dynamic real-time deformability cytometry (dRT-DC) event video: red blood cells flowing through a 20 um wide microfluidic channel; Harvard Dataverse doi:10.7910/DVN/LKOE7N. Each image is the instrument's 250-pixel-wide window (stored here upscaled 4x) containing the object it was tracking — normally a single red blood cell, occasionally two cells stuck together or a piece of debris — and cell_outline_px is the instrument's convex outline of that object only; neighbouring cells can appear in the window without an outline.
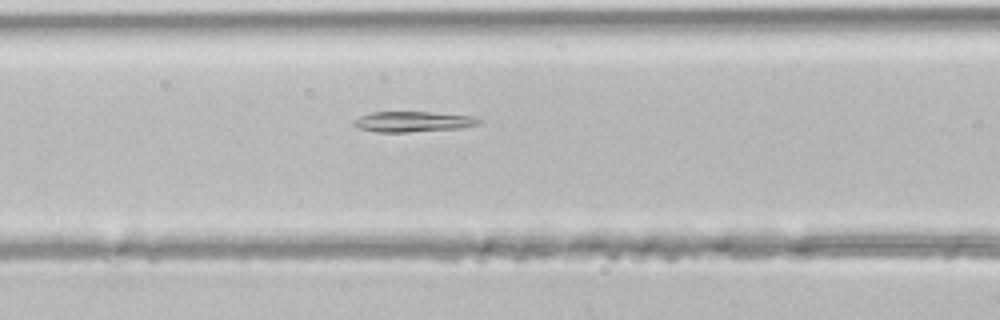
{"species": "common noctule bat (a hibernating species)", "species_latin": "Nyctalus noctula", "temperature_condition": "room temperature", "stored_images_in_passage": 32, "camera_frame_rate_fps": 3000, "um_per_image_px": 0.085, "animal": {"sex": "male", "body_mass_g": 21.5, "forearm_length_mm": 52.0}, "frame": {"image": 1, "passage_image": 7, "time_ms": 2.0, "image_size_px": [1000, 320], "cell_outline_px": [[480, 124], [460, 128], [408, 132], [376, 132], [356, 128], [352, 124], [352, 120], [360, 116], [372, 112], [428, 112], [472, 116], [480, 120]], "centroid_in_image_um": [35.02, 10.34], "position_along_channel_um": 131.6, "area_um2": 14.91}}
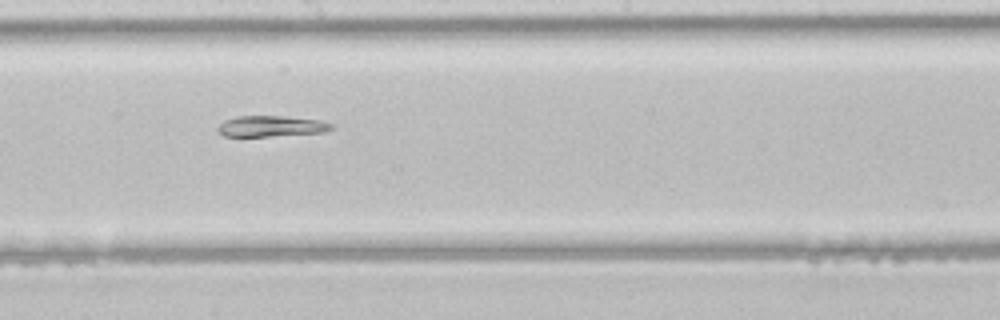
{"frame": {"image": 2, "passage_image": 13, "time_ms": 4.0, "image_size_px": [1000, 320], "cell_outline_px": [[332, 128], [324, 132], [268, 136], [224, 136], [216, 128], [224, 120], [236, 116], [284, 116], [320, 120], [332, 124]], "centroid_in_image_um": [23.02, 10.72], "position_along_channel_um": 225.2, "area_um2": 13.7}}
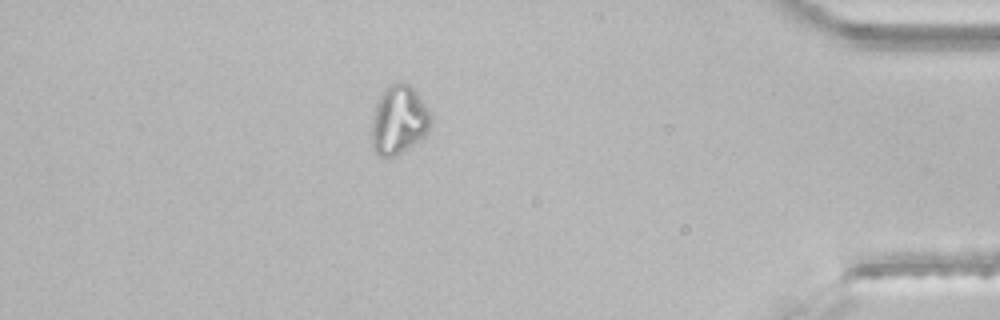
{"frame": {"image": 3, "passage_image": 27, "time_ms": 8.667, "image_size_px": [1000, 320], "cell_outline_px": [[432, 120], [424, 136], [404, 152], [396, 156], [380, 156], [372, 148], [372, 116], [376, 100], [380, 92], [388, 84], [408, 84], [416, 92], [428, 112]], "centroid_in_image_um": [33.84, 10.21], "position_along_channel_um": 401.4, "area_um2": 23.52}}